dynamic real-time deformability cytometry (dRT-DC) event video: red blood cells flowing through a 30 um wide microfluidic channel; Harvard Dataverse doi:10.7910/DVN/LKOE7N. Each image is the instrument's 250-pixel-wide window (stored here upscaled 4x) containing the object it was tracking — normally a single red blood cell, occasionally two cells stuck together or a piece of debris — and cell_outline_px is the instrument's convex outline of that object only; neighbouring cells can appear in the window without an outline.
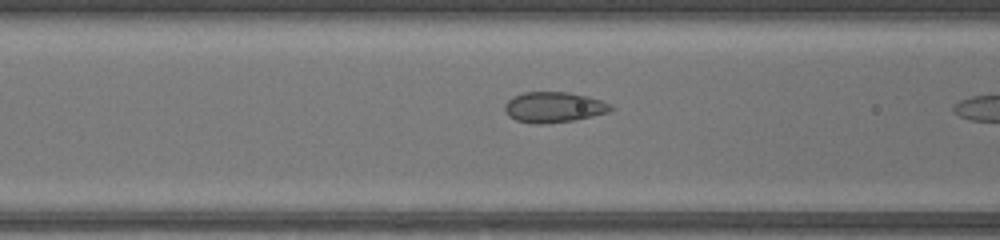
{"species": "common noctule bat (a hibernating species)", "species_latin": "Nyctalus noctula", "temperature_condition": "warm", "stored_images_in_passage": 8, "camera_frame_rate_fps": 3000, "um_per_image_px": 0.085, "animal": {"sex": "female", "body_mass_g": 17.0, "forearm_length_mm": 48.0}, "frame": {"image": 1, "passage_image": 7, "time_ms": 2.0, "image_size_px": [1000, 240], "cell_outline_px": [[616, 108], [608, 112], [592, 116], [572, 120], [540, 124], [536, 124], [516, 120], [508, 116], [504, 112], [504, 104], [512, 96], [524, 92], [568, 92], [588, 96], [600, 100]], "centroid_in_image_um": [47.03, 9.1], "position_along_channel_um": 119.6, "area_um2": 18.84}}